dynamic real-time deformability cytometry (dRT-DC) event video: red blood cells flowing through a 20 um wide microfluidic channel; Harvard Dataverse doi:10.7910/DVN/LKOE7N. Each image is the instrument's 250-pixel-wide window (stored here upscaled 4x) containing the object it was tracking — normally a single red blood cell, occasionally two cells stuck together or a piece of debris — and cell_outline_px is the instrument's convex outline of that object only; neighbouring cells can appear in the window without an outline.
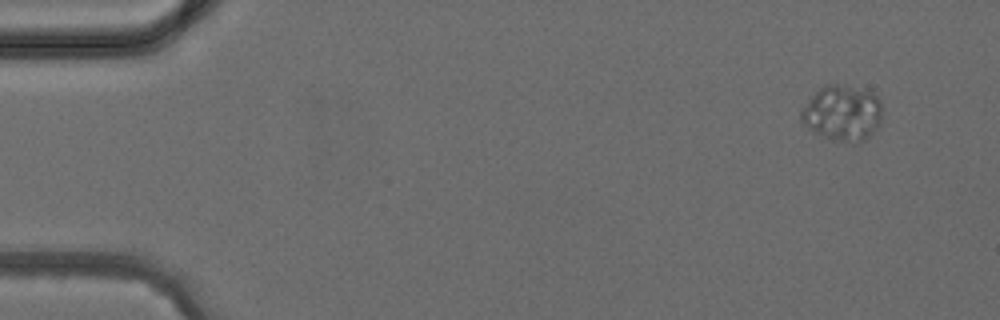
{"species": "common noctule bat (a hibernating species)", "species_latin": "Nyctalus noctula", "temperature_condition": "cold", "stored_images_in_passage": 5, "camera_frame_rate_fps": 3000, "um_per_image_px": 0.085, "animal": {"sex": "female", "body_mass_g": 24.6, "forearm_length_mm": 56.2}, "frame": {"image": 1, "passage_image": 1, "time_ms": 0.0, "image_size_px": [1000, 320], "cell_outline_px": [[880, 124], [864, 140], [832, 140], [812, 132], [800, 120], [800, 112], [804, 104], [824, 84], [836, 84], [872, 92], [880, 100]], "centroid_in_image_um": [71.55, 9.59], "position_along_channel_um": 13.5, "area_um2": 25.78}}
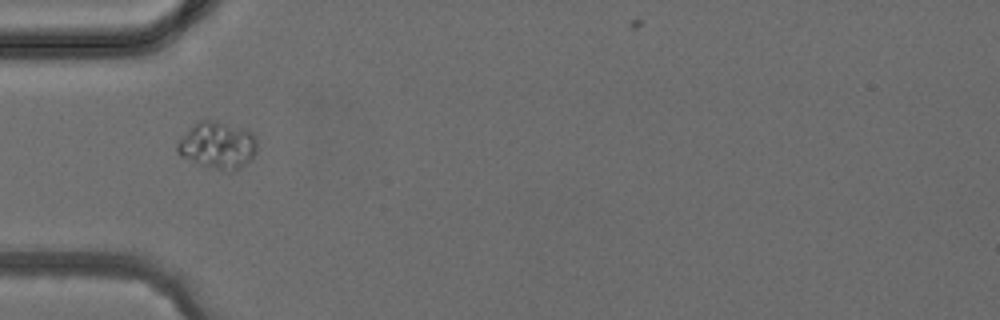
{"frame": {"image": 2, "passage_image": 4, "time_ms": 3.667, "image_size_px": [1000, 320], "cell_outline_px": [[256, 152], [252, 160], [240, 168], [232, 172], [228, 172], [200, 164], [180, 156], [176, 152], [176, 144], [200, 120], [212, 120], [244, 128], [252, 132], [256, 136]], "centroid_in_image_um": [18.54, 12.37], "position_along_channel_um": 66.5, "area_um2": 21.73}}
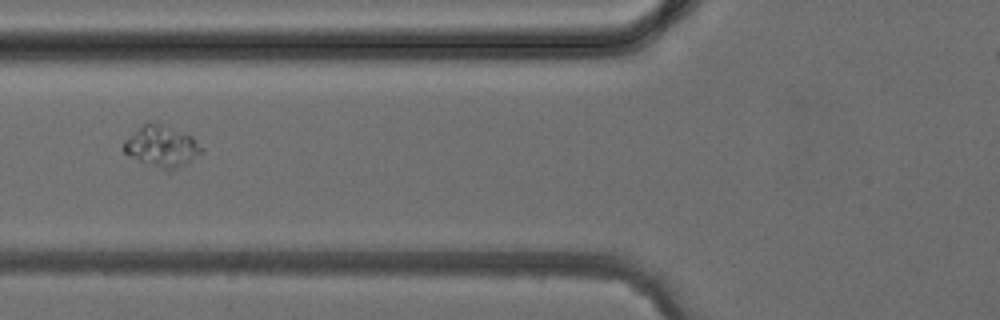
{"frame": {"image": 3, "passage_image": 5, "time_ms": 4.667, "image_size_px": [1000, 320], "cell_outline_px": [[204, 152], [172, 172], [168, 172], [148, 164], [124, 152], [124, 140], [148, 120], [152, 120], [192, 136], [204, 148]], "centroid_in_image_um": [13.78, 12.44], "position_along_channel_um": 112.0, "area_um2": 18.79}}